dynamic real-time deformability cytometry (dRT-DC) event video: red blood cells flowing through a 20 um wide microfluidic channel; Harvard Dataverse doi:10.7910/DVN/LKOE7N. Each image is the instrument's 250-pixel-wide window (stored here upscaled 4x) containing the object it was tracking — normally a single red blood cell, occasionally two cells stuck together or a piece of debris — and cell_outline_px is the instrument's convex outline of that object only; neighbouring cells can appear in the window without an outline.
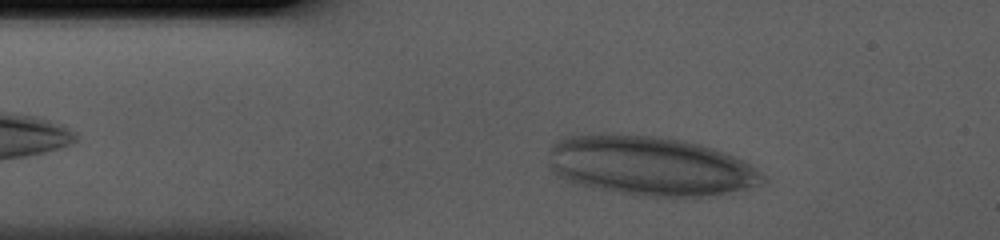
{"species": "human", "species_latin": "Homo sapiens", "temperature_condition": "cold", "stored_images_in_passage": 34, "camera_frame_rate_fps": 3000, "um_per_image_px": 0.085, "donor": {"sex": "male"}, "frame": {"image": 1, "passage_image": 5, "time_ms": 1.333, "image_size_px": [1000, 240], "cell_outline_px": [[768, 180], [748, 188], [708, 196], [684, 200], [672, 200], [632, 196], [592, 188], [576, 184], [556, 176], [548, 168], [548, 152], [552, 144], [556, 140], [568, 136], [604, 132], [656, 136], [684, 140], [700, 144], [724, 152], [748, 164], [764, 176]], "centroid_in_image_um": [55.16, 14.13], "position_along_channel_um": 29.8, "area_um2": 76.18}}
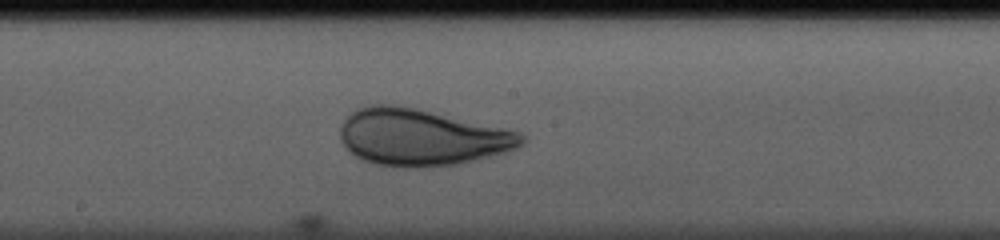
{"frame": {"image": 2, "passage_image": 20, "time_ms": 6.333, "image_size_px": [1000, 240], "cell_outline_px": [[524, 144], [516, 148], [504, 152], [460, 164], [420, 168], [400, 168], [376, 164], [360, 160], [340, 140], [340, 128], [344, 120], [356, 108], [376, 104], [388, 104], [416, 108], [520, 132], [524, 136]], "centroid_in_image_um": [35.8, 11.69], "position_along_channel_um": 212.4, "area_um2": 59.82}}
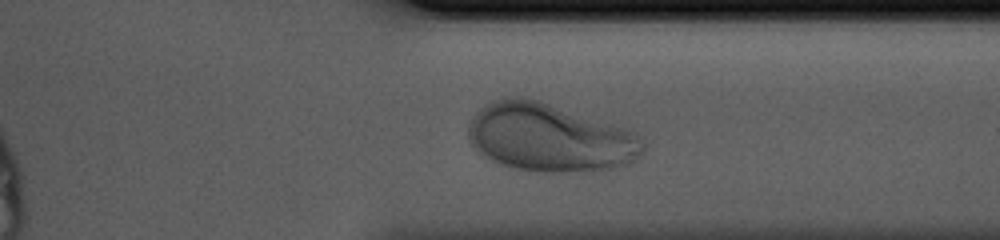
{"frame": {"image": 3, "passage_image": 31, "time_ms": 10.0, "image_size_px": [1000, 240], "cell_outline_px": [[644, 152], [628, 164], [616, 168], [584, 172], [536, 172], [516, 168], [492, 160], [480, 152], [468, 140], [468, 124], [472, 116], [484, 104], [492, 100], [508, 96], [524, 96], [540, 100], [636, 132], [640, 136], [644, 144]], "centroid_in_image_um": [46.72, 11.69], "position_along_channel_um": 364.7, "area_um2": 69.76}}